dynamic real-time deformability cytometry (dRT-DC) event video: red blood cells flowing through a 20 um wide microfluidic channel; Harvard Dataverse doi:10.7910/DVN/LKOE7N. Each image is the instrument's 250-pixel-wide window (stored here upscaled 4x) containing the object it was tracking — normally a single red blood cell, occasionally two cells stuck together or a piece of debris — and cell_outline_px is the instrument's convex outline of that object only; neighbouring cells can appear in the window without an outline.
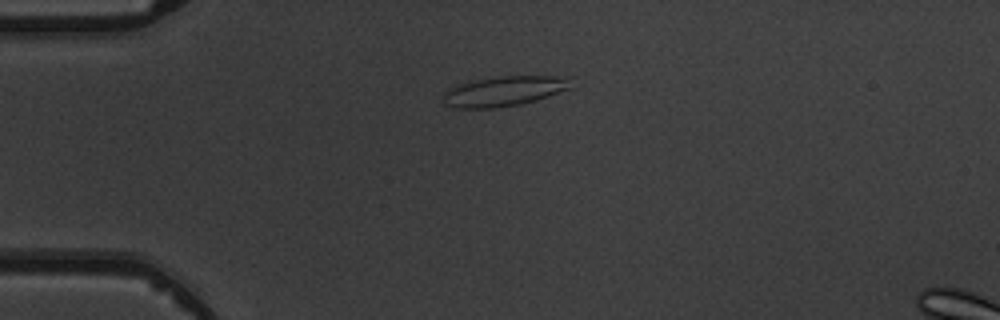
{"species": "common noctule bat (a hibernating species)", "species_latin": "Nyctalus noctula", "temperature_condition": "warm", "stored_images_in_passage": 4, "camera_frame_rate_fps": 3000, "um_per_image_px": 0.085, "animal": {"sex": "male", "body_mass_g": 19.5, "forearm_length_mm": 54.6}, "frame": {"image": 1, "passage_image": 4, "time_ms": 3.667, "image_size_px": [1000, 320], "cell_outline_px": [[572, 88], [536, 100], [520, 104], [492, 108], [452, 108], [444, 104], [440, 96], [448, 88], [460, 84], [476, 80], [500, 76], [572, 76]], "centroid_in_image_um": [42.85, 7.75], "position_along_channel_um": 42.1, "area_um2": 22.6}}